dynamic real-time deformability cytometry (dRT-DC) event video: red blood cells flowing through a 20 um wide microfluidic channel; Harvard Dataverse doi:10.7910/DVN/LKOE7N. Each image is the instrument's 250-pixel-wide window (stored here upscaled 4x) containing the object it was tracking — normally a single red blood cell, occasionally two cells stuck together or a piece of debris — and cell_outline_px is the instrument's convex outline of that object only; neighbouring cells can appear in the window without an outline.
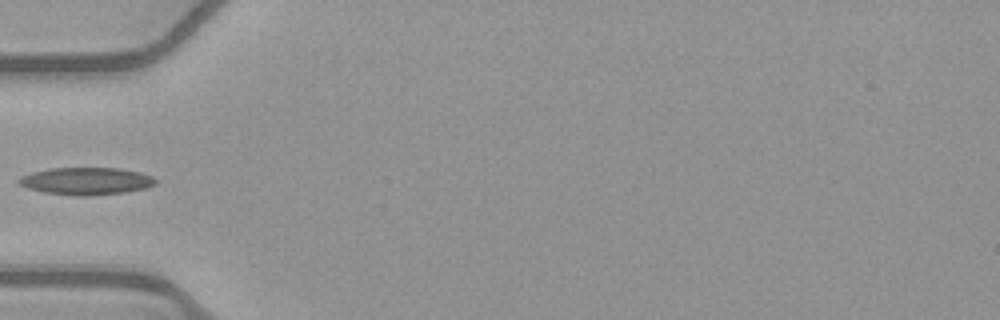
{"species": "common noctule bat (a hibernating species)", "species_latin": "Nyctalus noctula", "temperature_condition": "warm", "stored_images_in_passage": 29, "camera_frame_rate_fps": 3000, "um_per_image_px": 0.085, "animal": {"sex": "female", "body_mass_g": 21.9}, "frame": {"image": 1, "passage_image": 1, "time_ms": 0.0, "image_size_px": [1000, 320], "cell_outline_px": [[156, 184], [144, 188], [124, 192], [88, 196], [80, 196], [44, 192], [28, 188], [16, 184], [16, 180], [32, 172], [52, 168], [120, 168], [140, 172], [152, 176], [156, 180]], "centroid_in_image_um": [7.32, 15.39], "position_along_channel_um": 77.7, "area_um2": 21.68}}
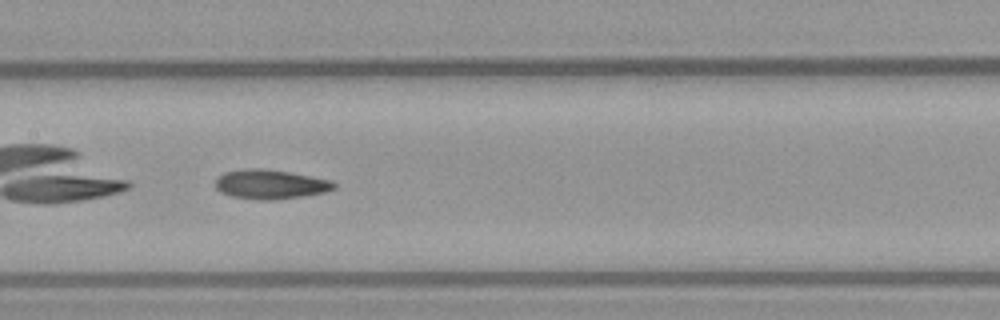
{"frame": {"image": 2, "passage_image": 9, "time_ms": 2.667, "image_size_px": [1000, 320], "cell_outline_px": [[336, 188], [324, 192], [304, 196], [272, 200], [260, 200], [232, 196], [220, 192], [216, 188], [216, 180], [224, 172], [248, 168], [260, 168], [288, 172], [312, 176], [332, 180], [336, 184]], "centroid_in_image_um": [23.0, 15.67], "position_along_channel_um": 184.4, "area_um2": 20.23}}